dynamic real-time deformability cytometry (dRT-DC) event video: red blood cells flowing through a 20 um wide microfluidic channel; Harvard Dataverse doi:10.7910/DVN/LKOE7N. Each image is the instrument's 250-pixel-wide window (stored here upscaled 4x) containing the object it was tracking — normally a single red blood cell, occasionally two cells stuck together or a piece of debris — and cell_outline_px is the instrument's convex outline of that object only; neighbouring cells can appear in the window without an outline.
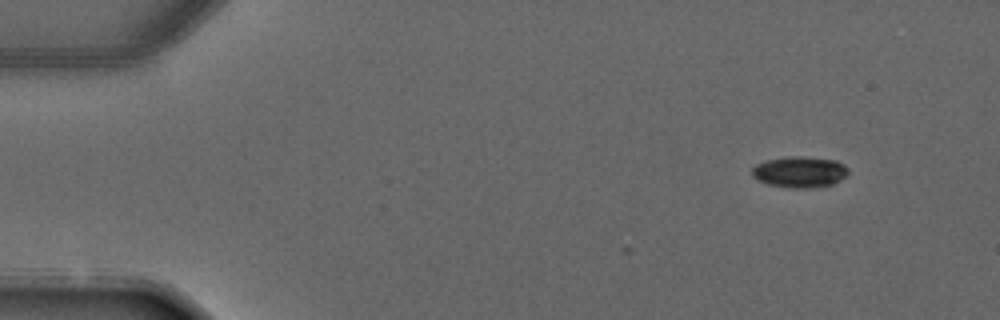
{"species": "common noctule bat (a hibernating species)", "species_latin": "Nyctalus noctula", "temperature_condition": "warm", "stored_images_in_passage": 3, "camera_frame_rate_fps": 3000, "um_per_image_px": 0.085, "animal": {"sex": "male", "forearm_length_mm": 52.5}, "frame": {"image": 1, "passage_image": 1, "time_ms": 0.0, "image_size_px": [1000, 320], "cell_outline_px": [[848, 172], [840, 180], [832, 184], [812, 188], [792, 188], [768, 184], [752, 176], [752, 168], [756, 164], [768, 160], [788, 156], [800, 156], [836, 160], [844, 164], [848, 168]], "centroid_in_image_um": [67.98, 14.61], "position_along_channel_um": 17.0, "area_um2": 17.34}}
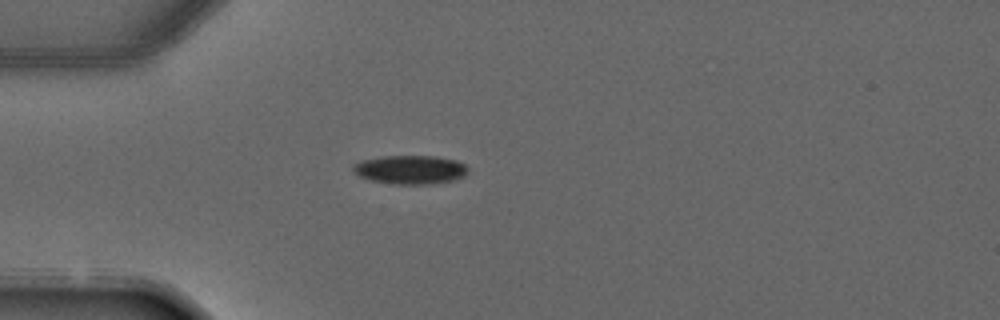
{"frame": {"image": 2, "passage_image": 3, "time_ms": 2.667, "image_size_px": [1000, 320], "cell_outline_px": [[468, 172], [464, 176], [452, 180], [428, 184], [396, 184], [368, 180], [352, 172], [352, 164], [364, 160], [384, 156], [432, 156], [456, 160], [464, 164], [468, 168]], "centroid_in_image_um": [34.85, 14.42], "position_along_channel_um": 50.2, "area_um2": 19.19}}